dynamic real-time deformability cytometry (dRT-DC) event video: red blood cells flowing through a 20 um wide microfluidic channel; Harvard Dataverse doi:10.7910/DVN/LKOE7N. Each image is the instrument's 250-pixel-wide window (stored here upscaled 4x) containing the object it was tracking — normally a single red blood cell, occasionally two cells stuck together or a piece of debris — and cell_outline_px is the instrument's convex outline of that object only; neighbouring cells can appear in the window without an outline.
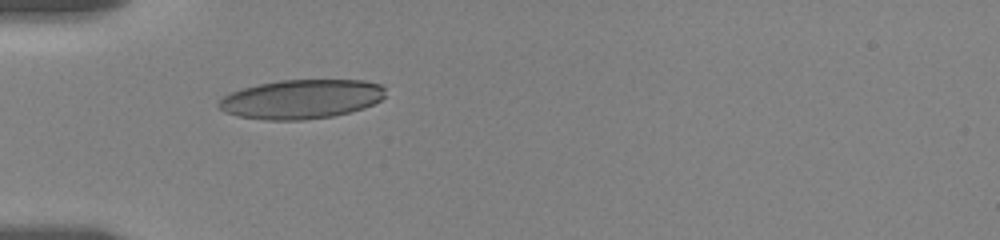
{"species": "human", "species_latin": "Homo sapiens", "temperature_condition": "room temperature", "stored_images_in_passage": 40, "camera_frame_rate_fps": 3000, "um_per_image_px": 0.085, "donor": {"sex": "female"}, "frame": {"image": 1, "passage_image": 1, "time_ms": 0.0, "image_size_px": [1000, 240], "cell_outline_px": [[384, 96], [380, 100], [364, 108], [332, 116], [304, 120], [264, 120], [236, 116], [224, 112], [216, 104], [224, 96], [232, 92], [244, 88], [260, 84], [280, 80], [364, 80], [380, 84], [384, 88]], "centroid_in_image_um": [25.6, 8.43], "position_along_channel_um": 59.4, "area_um2": 37.97}}
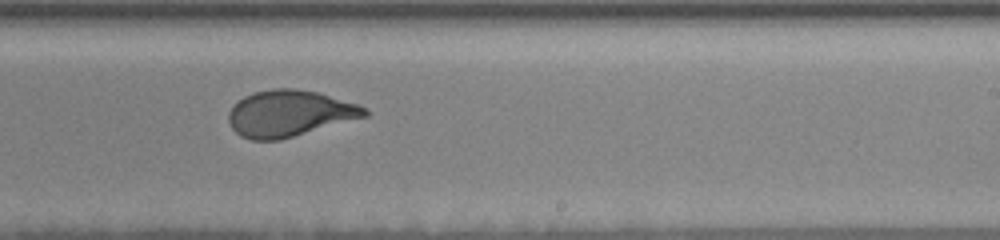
{"frame": {"image": 2, "passage_image": 19, "time_ms": 6.0, "image_size_px": [1000, 240], "cell_outline_px": [[368, 116], [280, 140], [252, 140], [240, 136], [232, 128], [228, 120], [228, 112], [232, 104], [244, 96], [252, 92], [272, 88], [292, 88], [316, 92], [356, 104], [368, 108]], "centroid_in_image_um": [24.56, 9.64], "position_along_channel_um": 264.4, "area_um2": 36.82}}
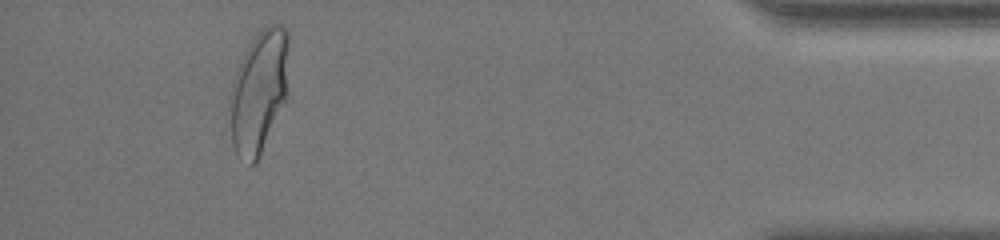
{"frame": {"image": 3, "passage_image": 36, "time_ms": 11.667, "image_size_px": [1000, 240], "cell_outline_px": [[288, 96], [256, 160], [252, 164], [236, 152], [232, 144], [224, 116], [228, 96], [232, 80], [244, 52], [248, 44], [260, 28], [268, 24], [284, 24], [288, 32]], "centroid_in_image_um": [21.95, 7.72], "position_along_channel_um": 413.2, "area_um2": 43.41}, "authors_computed_cell_mechanics": {"area_um2": 37.3677, "velocity_mm_per_s": 3.5231, "shape_relaxation_time_tau1_ms": 4.1544, "shape_relaxation_time_tau2_ms": null, "deformation_change_tau1": 0.179, "deformation_change_tau2": null}}